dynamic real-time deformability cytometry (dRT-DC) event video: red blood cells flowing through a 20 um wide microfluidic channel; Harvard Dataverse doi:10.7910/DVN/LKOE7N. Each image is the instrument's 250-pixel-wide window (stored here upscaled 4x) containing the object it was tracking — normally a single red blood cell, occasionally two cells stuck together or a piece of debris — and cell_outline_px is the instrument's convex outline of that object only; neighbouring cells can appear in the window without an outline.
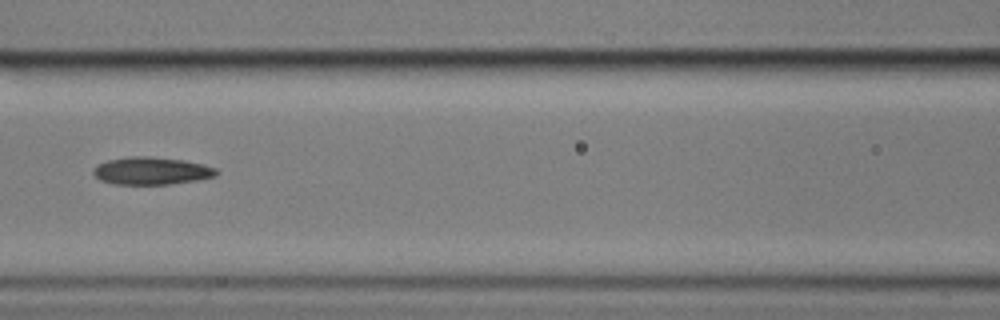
{"species": "common noctule bat (a hibernating species)", "species_latin": "Nyctalus noctula", "temperature_condition": "cold", "stored_images_in_passage": 12, "camera_frame_rate_fps": 3000, "um_per_image_px": 0.085, "animal": {"sex": "male", "body_mass_g": 17.9}, "frame": {"image": 1, "passage_image": 4, "time_ms": 4.0, "image_size_px": [1000, 320], "cell_outline_px": [[220, 172], [216, 176], [196, 180], [172, 184], [116, 184], [100, 180], [92, 172], [92, 168], [96, 164], [108, 160], [128, 156], [148, 156], [184, 160], [204, 164], [216, 168]], "centroid_in_image_um": [12.88, 14.51], "position_along_channel_um": 153.7, "area_um2": 19.94}}
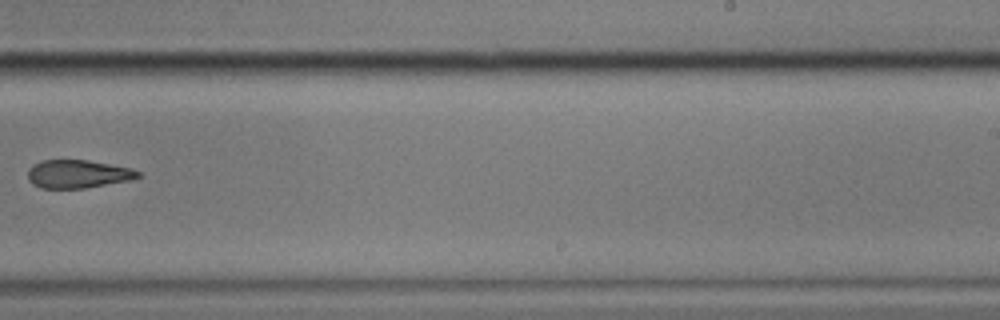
{"frame": {"image": 2, "passage_image": 7, "time_ms": 7.667, "image_size_px": [1000, 320], "cell_outline_px": [[140, 176], [132, 180], [84, 188], [40, 188], [32, 184], [28, 180], [28, 168], [44, 160], [88, 160], [132, 168], [140, 172]], "centroid_in_image_um": [6.63, 14.79], "position_along_channel_um": 282.4, "area_um2": 18.09}}
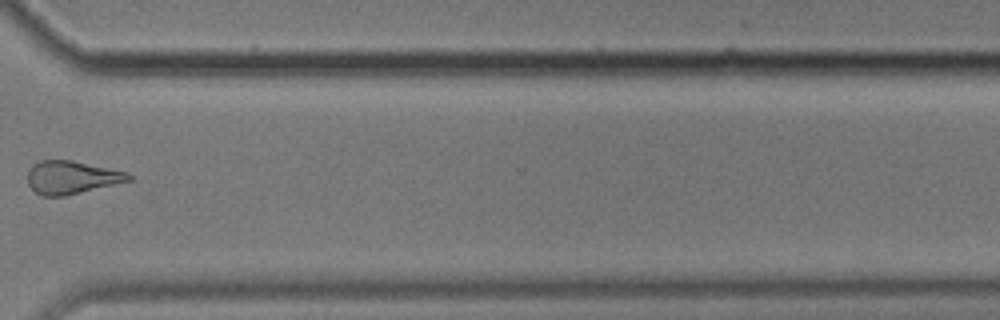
{"frame": {"image": 3, "passage_image": 9, "time_ms": 10.0, "image_size_px": [1000, 320], "cell_outline_px": [[132, 180], [64, 196], [44, 196], [36, 192], [28, 184], [28, 172], [32, 164], [40, 160], [72, 160], [128, 172], [132, 176]], "centroid_in_image_um": [6.09, 15.07], "position_along_channel_um": 364.5, "area_um2": 19.36}}